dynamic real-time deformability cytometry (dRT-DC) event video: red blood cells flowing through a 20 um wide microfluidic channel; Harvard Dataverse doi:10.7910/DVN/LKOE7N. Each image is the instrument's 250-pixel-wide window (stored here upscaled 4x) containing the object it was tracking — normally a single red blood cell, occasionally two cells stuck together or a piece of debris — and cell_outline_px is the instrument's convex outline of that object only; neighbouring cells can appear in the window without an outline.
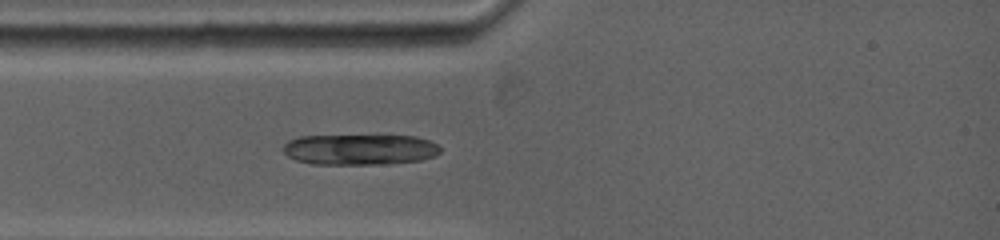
{"species": "common noctule bat (a hibernating species)", "species_latin": "Nyctalus noctula", "temperature_condition": "warm", "stored_images_in_passage": 1, "camera_frame_rate_fps": 5000, "um_per_image_px": 0.085, "animal": {"sex": "female", "body_mass_g": 19.0, "forearm_length_mm": 53.3}, "frame": {"image": 1, "passage_image": 1, "time_ms": 0.0, "image_size_px": [1000, 240], "cell_outline_px": [[440, 152], [436, 156], [420, 160], [376, 164], [312, 164], [296, 160], [288, 156], [284, 152], [284, 144], [288, 140], [300, 136], [416, 136], [428, 140], [436, 144], [440, 148]], "centroid_in_image_um": [30.57, 12.7], "position_along_channel_um": 54.4, "area_um2": 27.92}}